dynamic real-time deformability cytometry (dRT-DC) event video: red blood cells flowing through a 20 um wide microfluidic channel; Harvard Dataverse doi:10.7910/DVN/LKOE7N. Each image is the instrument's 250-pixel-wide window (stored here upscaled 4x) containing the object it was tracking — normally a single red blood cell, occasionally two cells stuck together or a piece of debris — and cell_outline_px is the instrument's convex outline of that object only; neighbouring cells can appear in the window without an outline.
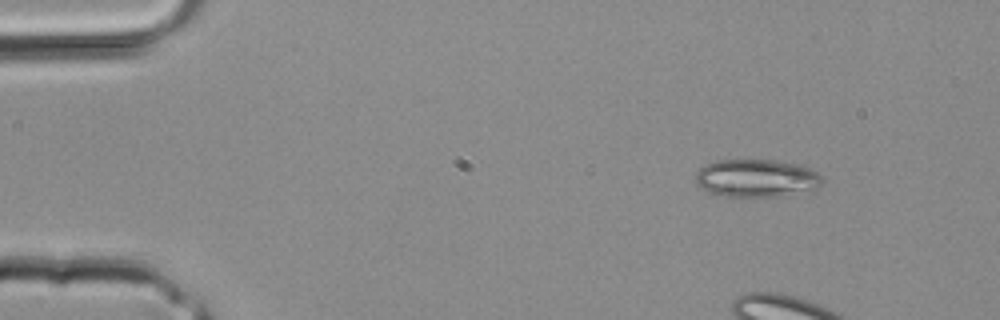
{"species": "common noctule bat (a hibernating species)", "species_latin": "Nyctalus noctula", "temperature_condition": "room temperature", "stored_images_in_passage": 2, "camera_frame_rate_fps": 3000, "um_per_image_px": 0.085, "animal": {"sex": "male", "body_mass_g": 20.4}, "frame": {"image": 1, "passage_image": 2, "time_ms": 0.333, "image_size_px": [1000, 320], "cell_outline_px": [[824, 180], [820, 188], [812, 192], [784, 196], [724, 196], [708, 192], [700, 188], [696, 184], [696, 172], [704, 164], [716, 160], [776, 160], [796, 164], [812, 168], [824, 176]], "centroid_in_image_um": [64.38, 15.15], "position_along_channel_um": 20.6, "area_um2": 28.67}}